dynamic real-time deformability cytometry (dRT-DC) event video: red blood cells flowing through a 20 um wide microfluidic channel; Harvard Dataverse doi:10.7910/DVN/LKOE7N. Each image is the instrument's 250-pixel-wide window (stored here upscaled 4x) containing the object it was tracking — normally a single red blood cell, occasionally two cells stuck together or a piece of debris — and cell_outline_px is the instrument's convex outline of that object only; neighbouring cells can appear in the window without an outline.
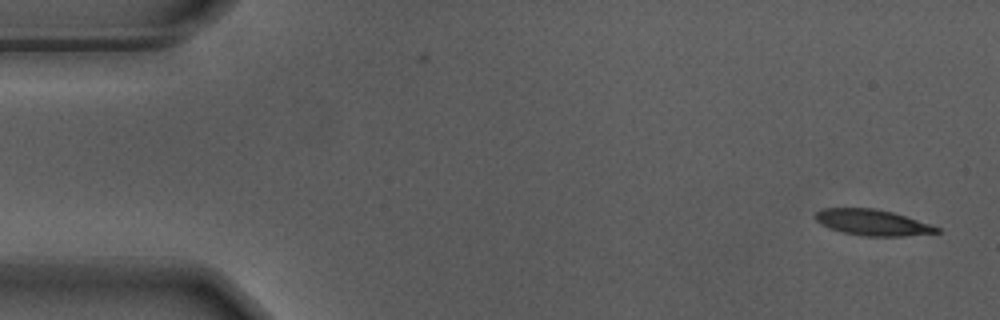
{"species": "Egyptian fruit bat (a non-hibernating species)", "species_latin": "Rousettus aegyptiacus", "temperature_condition": "warm", "stored_images_in_passage": 19, "camera_frame_rate_fps": 3000, "um_per_image_px": 0.085, "animal": {"sex": "male"}, "frame": {"image": 1, "passage_image": 1, "time_ms": 0.0, "image_size_px": [1000, 320], "cell_outline_px": [[940, 232], [904, 236], [864, 236], [844, 232], [828, 228], [820, 224], [816, 220], [816, 212], [824, 208], [876, 208], [892, 212], [932, 224], [940, 228]], "centroid_in_image_um": [74.17, 18.91], "position_along_channel_um": 10.8, "area_um2": 18.32}}
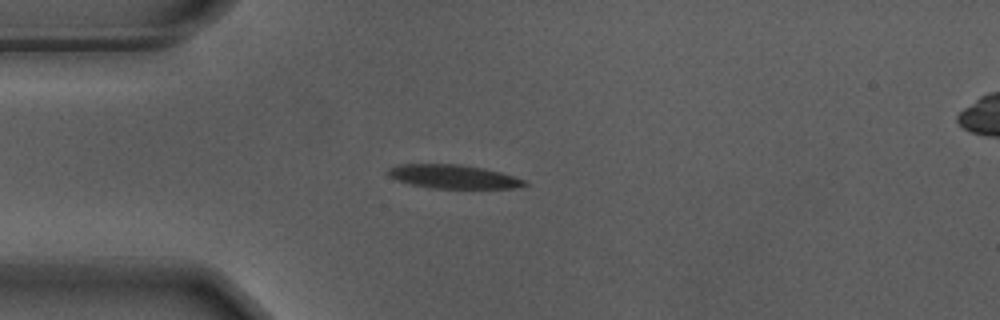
{"frame": {"image": 2, "passage_image": 13, "time_ms": 4.0, "image_size_px": [1000, 320], "cell_outline_px": [[528, 184], [512, 188], [428, 188], [408, 184], [396, 180], [384, 172], [400, 164], [456, 164], [484, 168], [500, 172], [524, 180]], "centroid_in_image_um": [38.47, 15.02], "position_along_channel_um": 46.5, "area_um2": 18.73}}
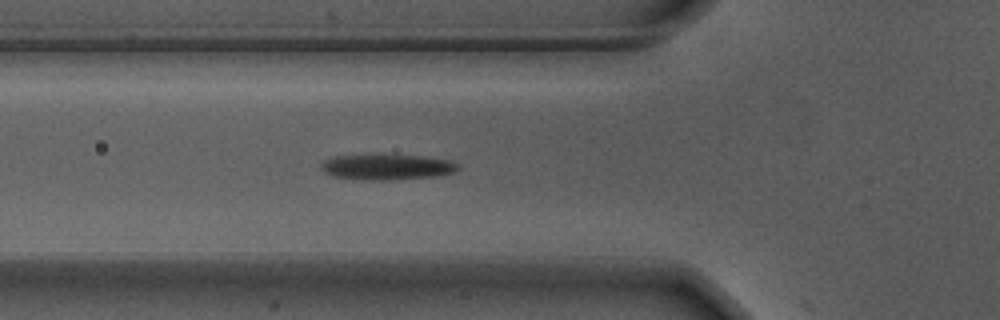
{"frame": {"image": 3, "passage_image": 18, "time_ms": 5.667, "image_size_px": [1000, 320], "cell_outline_px": [[460, 168], [456, 172], [436, 176], [392, 180], [360, 180], [332, 176], [324, 172], [320, 168], [320, 164], [324, 160], [336, 156], [420, 156], [448, 160], [460, 164]], "centroid_in_image_um": [32.9, 14.22], "position_along_channel_um": 92.9, "area_um2": 20.17}}